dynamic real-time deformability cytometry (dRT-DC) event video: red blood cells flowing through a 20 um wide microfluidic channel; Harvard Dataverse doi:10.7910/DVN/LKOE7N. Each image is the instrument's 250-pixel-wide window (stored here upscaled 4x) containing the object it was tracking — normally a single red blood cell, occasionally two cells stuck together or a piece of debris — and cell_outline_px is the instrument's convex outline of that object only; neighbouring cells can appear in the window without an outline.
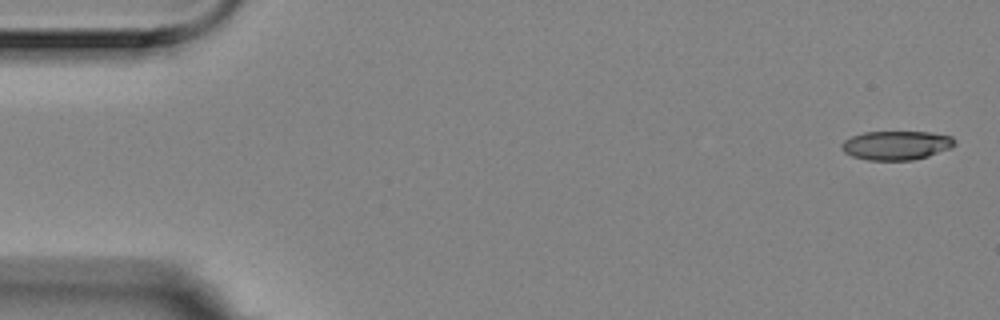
{"species": "Egyptian fruit bat (a non-hibernating species)", "species_latin": "Rousettus aegyptiacus", "temperature_condition": "room temperature", "stored_images_in_passage": 56, "camera_frame_rate_fps": 3000, "um_per_image_px": 0.085, "animal": {"sex": "female"}, "frame": {"image": 1, "passage_image": 1, "time_ms": 0.0, "image_size_px": [1000, 320], "cell_outline_px": [[956, 144], [952, 148], [928, 156], [912, 160], [868, 160], [852, 156], [844, 152], [840, 148], [840, 144], [844, 140], [852, 136], [864, 132], [928, 132], [952, 136], [956, 140]], "centroid_in_image_um": [76.19, 12.35], "position_along_channel_um": 8.8, "area_um2": 19.25}}
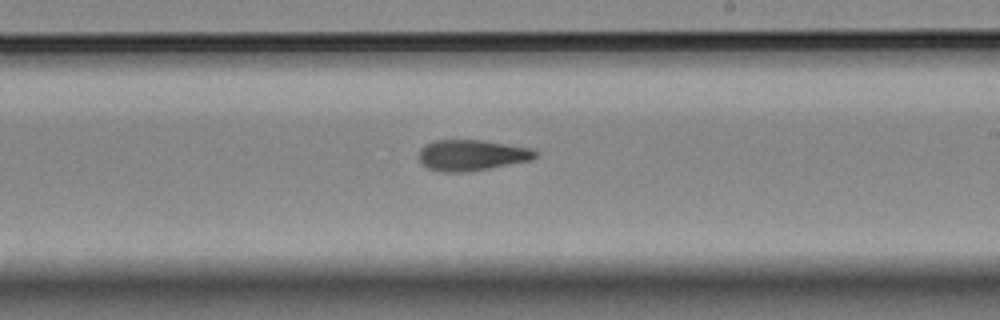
{"frame": {"image": 2, "passage_image": 32, "time_ms": 10.333, "image_size_px": [1000, 320], "cell_outline_px": [[536, 156], [532, 160], [468, 172], [440, 172], [428, 168], [420, 164], [420, 148], [424, 144], [432, 140], [484, 140], [532, 148], [536, 152]], "centroid_in_image_um": [40.07, 13.19], "position_along_channel_um": 248.9, "area_um2": 21.15}}
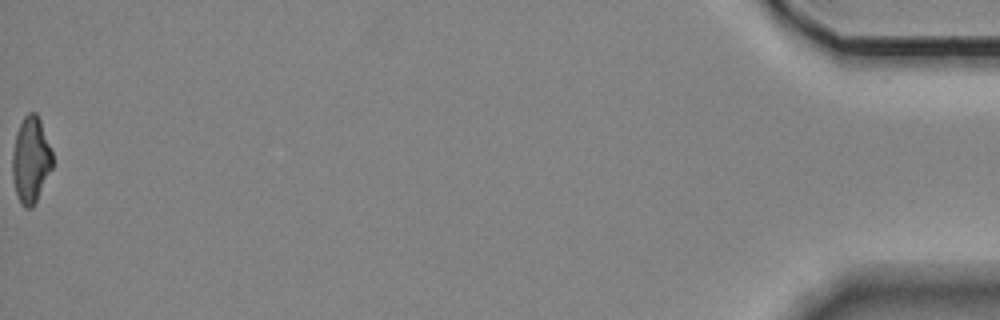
{"frame": {"image": 3, "passage_image": 56, "time_ms": 18.333, "image_size_px": [1000, 320], "cell_outline_px": [[52, 168], [32, 208], [24, 208], [20, 204], [16, 192], [12, 176], [12, 152], [16, 132], [24, 116], [28, 112], [36, 112], [40, 120], [52, 152]], "centroid_in_image_um": [2.6, 13.58], "position_along_channel_um": 432.6, "area_um2": 20.0}, "authors_computed_cell_mechanics": {"area_um2": 20.6057, "velocity_mm_per_s": 3.5393, "shape_relaxation_time_tau1_ms": null, "shape_relaxation_time_tau2_ms": 3.0763, "deformation_change_tau1": null, "deformation_change_tau2": 0.1227}}